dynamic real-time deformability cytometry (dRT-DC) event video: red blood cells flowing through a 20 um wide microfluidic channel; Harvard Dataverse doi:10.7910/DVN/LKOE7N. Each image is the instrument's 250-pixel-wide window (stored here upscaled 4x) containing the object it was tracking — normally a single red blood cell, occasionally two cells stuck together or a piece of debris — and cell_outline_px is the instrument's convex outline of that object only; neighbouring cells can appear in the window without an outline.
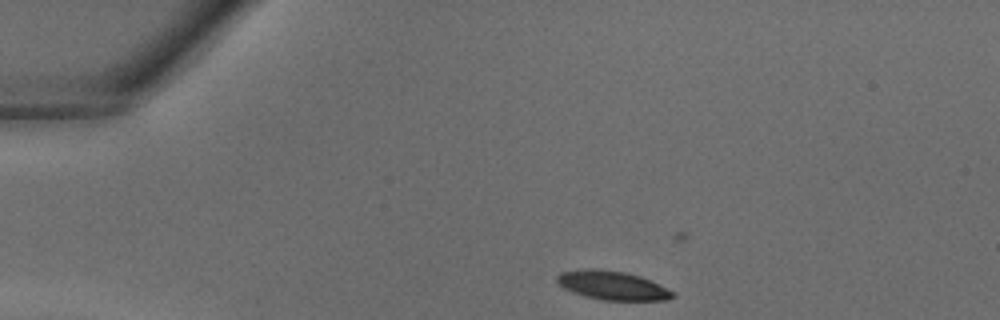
{"species": "common noctule bat (a hibernating species)", "species_latin": "Nyctalus noctula", "temperature_condition": "warm", "stored_images_in_passage": 13, "camera_frame_rate_fps": 3000, "um_per_image_px": 0.085, "animal": {"sex": "male", "body_mass_g": 18.8}, "frame": {"image": 1, "passage_image": 5, "time_ms": 1.333, "image_size_px": [1000, 320], "cell_outline_px": [[676, 296], [664, 300], [600, 300], [584, 296], [572, 292], [564, 288], [556, 280], [556, 276], [560, 272], [584, 268], [596, 268], [624, 272], [640, 276], [652, 280], [676, 292]], "centroid_in_image_um": [52.07, 24.25], "position_along_channel_um": 32.9, "area_um2": 19.71}}
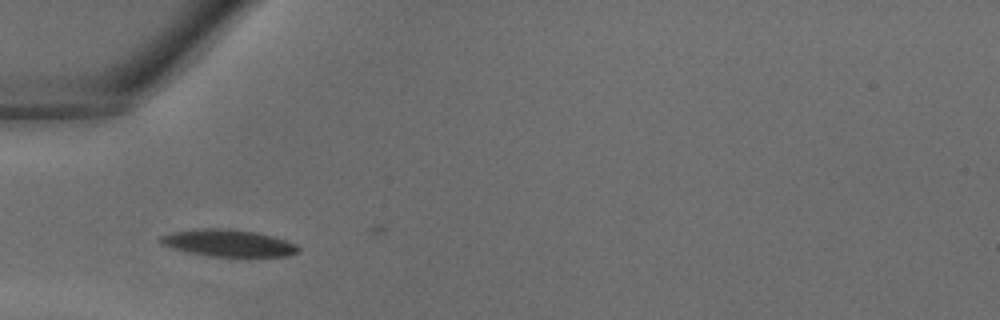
{"frame": {"image": 2, "passage_image": 10, "time_ms": 3.0, "image_size_px": [1000, 320], "cell_outline_px": [[300, 248], [296, 252], [288, 256], [208, 256], [188, 252], [160, 244], [160, 236], [172, 232], [196, 228], [228, 228], [256, 232], [272, 236], [296, 244]], "centroid_in_image_um": [19.37, 20.64], "position_along_channel_um": 65.6, "area_um2": 21.56}}
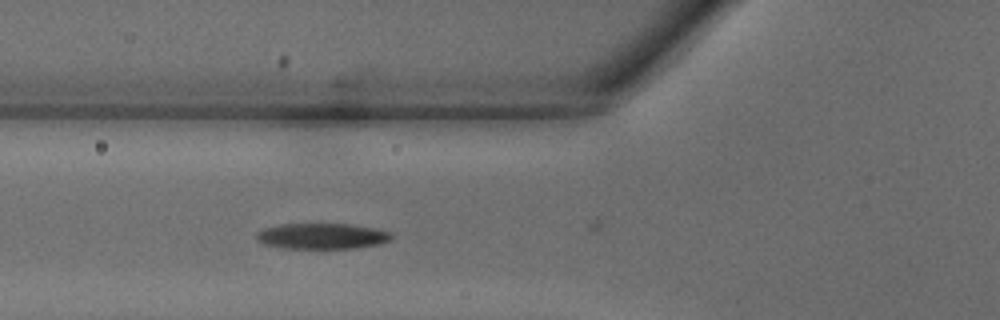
{"frame": {"image": 3, "passage_image": 12, "time_ms": 3.667, "image_size_px": [1000, 320], "cell_outline_px": [[392, 236], [388, 240], [380, 244], [356, 248], [284, 248], [268, 244], [260, 240], [256, 236], [256, 232], [264, 228], [280, 224], [348, 224], [376, 228], [392, 232]], "centroid_in_image_um": [27.42, 20.06], "position_along_channel_um": 98.4, "area_um2": 20.06}}